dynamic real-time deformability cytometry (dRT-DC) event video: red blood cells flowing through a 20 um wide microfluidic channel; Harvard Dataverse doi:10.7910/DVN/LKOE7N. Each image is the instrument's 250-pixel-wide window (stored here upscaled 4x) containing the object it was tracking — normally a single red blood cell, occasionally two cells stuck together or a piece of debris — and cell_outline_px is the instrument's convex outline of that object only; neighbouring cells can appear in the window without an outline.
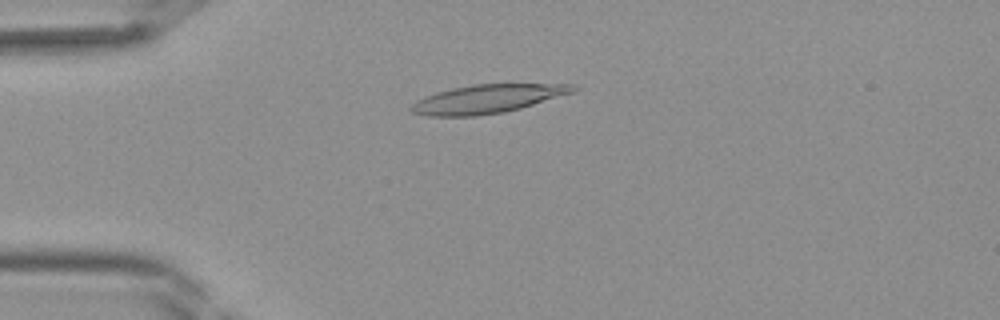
{"species": "Egyptian fruit bat (a non-hibernating species)", "species_latin": "Rousettus aegyptiacus", "temperature_condition": "room temperature", "stored_images_in_passage": 40, "camera_frame_rate_fps": 3000, "um_per_image_px": 0.085, "frame": {"image": 1, "passage_image": 10, "time_ms": 3.0, "image_size_px": [1000, 320], "cell_outline_px": [[580, 88], [576, 92], [520, 108], [504, 112], [476, 116], [428, 116], [412, 112], [408, 108], [416, 100], [436, 92], [452, 88], [472, 84], [572, 84]], "centroid_in_image_um": [41.45, 8.4], "position_along_channel_um": 43.6, "area_um2": 27.05}}
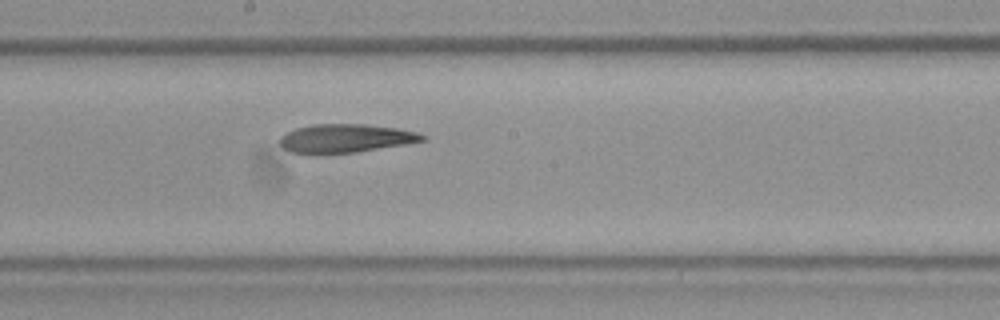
{"frame": {"image": 2, "passage_image": 22, "time_ms": 7.0, "image_size_px": [1000, 320], "cell_outline_px": [[428, 140], [356, 152], [292, 152], [284, 148], [280, 144], [280, 136], [296, 128], [312, 124], [364, 124], [396, 128], [416, 132], [428, 136]], "centroid_in_image_um": [29.43, 11.73], "position_along_channel_um": 218.8, "area_um2": 23.18}}
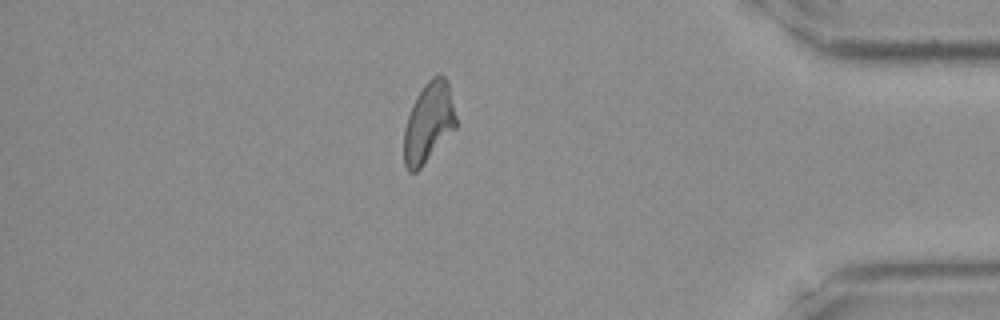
{"frame": {"image": 3, "passage_image": 35, "time_ms": 11.333, "image_size_px": [1000, 320], "cell_outline_px": [[456, 128], [420, 168], [416, 172], [408, 172], [404, 164], [404, 128], [412, 104], [416, 96], [424, 84], [436, 72], [440, 72], [448, 80], [456, 116]], "centroid_in_image_um": [36.43, 10.37], "position_along_channel_um": 398.8, "area_um2": 24.51}}